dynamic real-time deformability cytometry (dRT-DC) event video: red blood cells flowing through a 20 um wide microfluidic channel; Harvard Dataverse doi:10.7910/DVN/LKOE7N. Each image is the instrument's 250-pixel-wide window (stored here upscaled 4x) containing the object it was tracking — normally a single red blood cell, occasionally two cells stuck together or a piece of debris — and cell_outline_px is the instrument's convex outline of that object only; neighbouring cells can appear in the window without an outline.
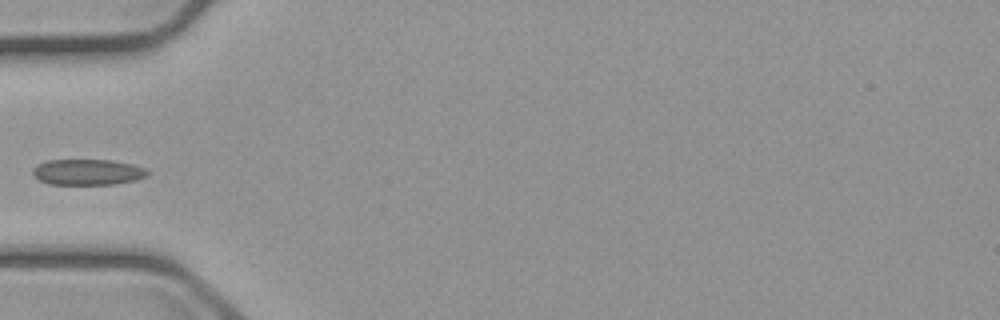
{"species": "common noctule bat (a hibernating species)", "species_latin": "Nyctalus noctula", "temperature_condition": "cold", "stored_images_in_passage": 4, "camera_frame_rate_fps": 3000, "um_per_image_px": 0.085, "animal": {"sex": "male", "body_mass_g": 23.1, "forearm_length_mm": 52.7}, "frame": {"image": 1, "passage_image": 4, "time_ms": 4.333, "image_size_px": [1000, 320], "cell_outline_px": [[148, 176], [136, 180], [116, 184], [48, 184], [40, 180], [32, 172], [32, 168], [36, 164], [48, 160], [112, 160], [132, 164], [144, 168], [148, 172]], "centroid_in_image_um": [7.45, 14.62], "position_along_channel_um": 77.6, "area_um2": 17.28}}